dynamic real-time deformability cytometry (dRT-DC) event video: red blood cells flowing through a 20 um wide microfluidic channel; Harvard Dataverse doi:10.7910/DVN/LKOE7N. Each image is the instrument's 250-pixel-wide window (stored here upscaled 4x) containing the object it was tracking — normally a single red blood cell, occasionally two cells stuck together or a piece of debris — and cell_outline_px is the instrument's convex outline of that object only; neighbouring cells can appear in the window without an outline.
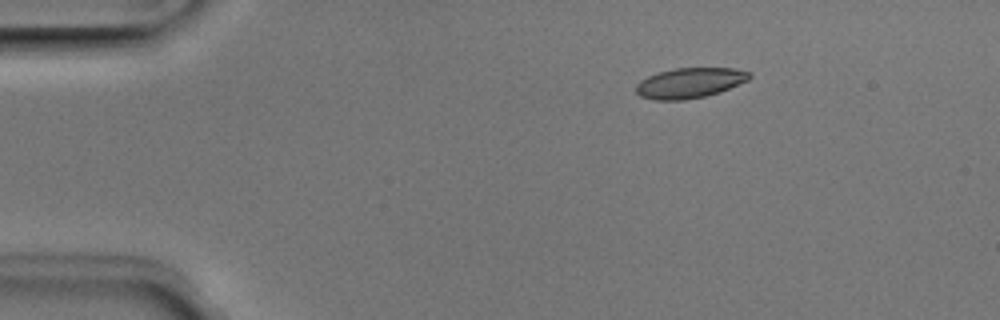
{"species": "Egyptian fruit bat (a non-hibernating species)", "species_latin": "Rousettus aegyptiacus", "temperature_condition": "room temperature", "stored_images_in_passage": 2, "camera_frame_rate_fps": 3000, "um_per_image_px": 0.085, "animal": {"sex": "male"}, "frame": {"image": 1, "passage_image": 1, "time_ms": 0.0, "image_size_px": [1000, 320], "cell_outline_px": [[752, 76], [748, 80], [720, 92], [704, 96], [684, 100], [652, 100], [640, 96], [636, 92], [636, 84], [640, 80], [648, 76], [660, 72], [676, 68], [736, 68], [752, 72]], "centroid_in_image_um": [58.64, 7.05], "position_along_channel_um": 26.4, "area_um2": 20.06}}